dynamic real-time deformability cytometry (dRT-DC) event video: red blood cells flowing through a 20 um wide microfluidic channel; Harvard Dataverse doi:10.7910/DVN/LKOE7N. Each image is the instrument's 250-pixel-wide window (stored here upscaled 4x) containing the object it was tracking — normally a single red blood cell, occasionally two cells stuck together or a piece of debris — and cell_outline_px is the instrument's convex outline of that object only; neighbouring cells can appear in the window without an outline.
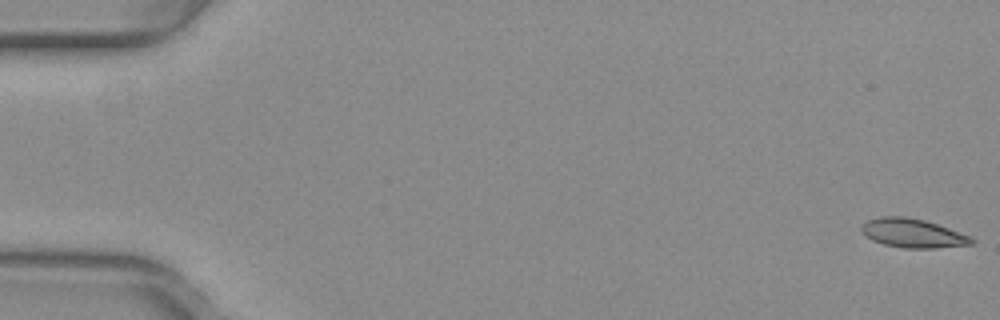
{"species": "common noctule bat (a hibernating species)", "species_latin": "Nyctalus noctula", "temperature_condition": "warm", "stored_images_in_passage": 52, "camera_frame_rate_fps": 3000, "um_per_image_px": 0.085, "animal": {"sex": "female", "body_mass_g": 29.2, "forearm_length_mm": 56.3}, "frame": {"image": 1, "passage_image": 1, "time_ms": 0.0, "image_size_px": [1000, 320], "cell_outline_px": [[976, 240], [972, 244], [936, 248], [904, 248], [884, 244], [872, 240], [860, 232], [860, 228], [868, 220], [880, 216], [904, 216], [924, 220], [948, 228], [968, 236]], "centroid_in_image_um": [77.54, 19.82], "position_along_channel_um": 7.5, "area_um2": 18.38}}
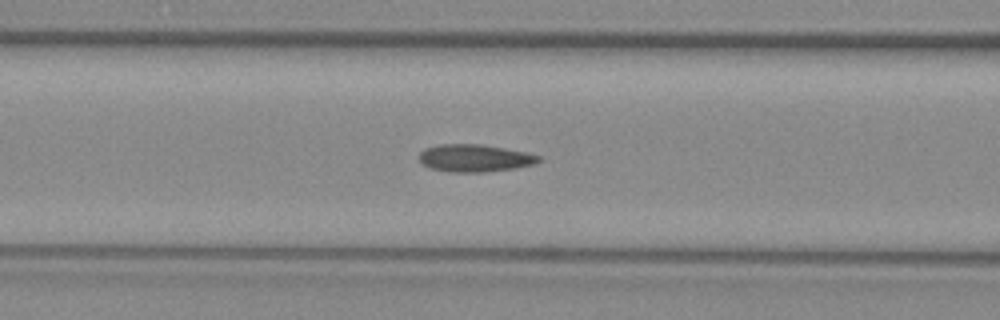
{"frame": {"image": 2, "passage_image": 22, "time_ms": 7.0, "image_size_px": [1000, 320], "cell_outline_px": [[540, 160], [536, 164], [516, 168], [484, 172], [448, 172], [428, 168], [420, 160], [420, 152], [424, 148], [440, 144], [480, 144], [504, 148], [524, 152], [540, 156]], "centroid_in_image_um": [40.33, 13.44], "position_along_channel_um": 126.3, "area_um2": 19.13}}
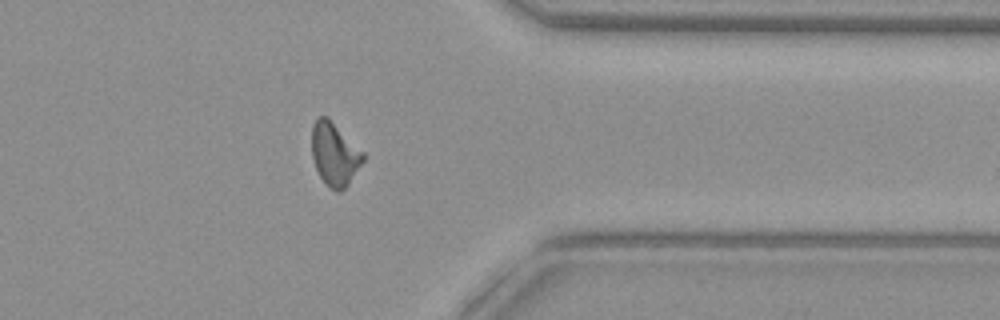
{"frame": {"image": 3, "passage_image": 42, "time_ms": 13.667, "image_size_px": [1000, 320], "cell_outline_px": [[364, 160], [348, 184], [340, 192], [336, 192], [320, 176], [316, 168], [312, 156], [312, 124], [320, 116], [328, 116], [364, 152]], "centroid_in_image_um": [28.44, 13.06], "position_along_channel_um": 383.0, "area_um2": 18.73}, "authors_computed_cell_mechanics": {"area_um2": 18.6116, "velocity_mm_per_s": 4.0184, "shape_relaxation_time_tau1_ms": null, "shape_relaxation_time_tau2_ms": 1.5533, "deformation_change_tau1": null, "deformation_change_tau2": 0.0734}}